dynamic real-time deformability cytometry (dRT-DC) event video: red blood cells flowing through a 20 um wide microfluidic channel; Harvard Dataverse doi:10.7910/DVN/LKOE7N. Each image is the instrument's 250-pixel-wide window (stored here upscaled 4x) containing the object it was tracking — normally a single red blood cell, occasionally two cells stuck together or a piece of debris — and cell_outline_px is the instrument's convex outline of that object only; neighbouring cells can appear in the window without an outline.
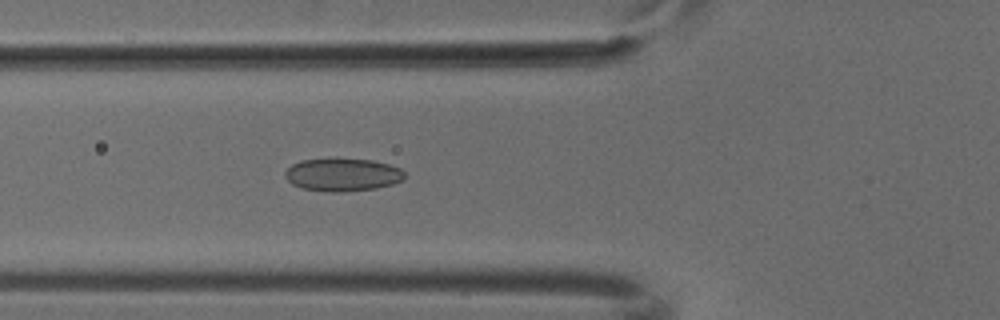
{"species": "common noctule bat (a hibernating species)", "species_latin": "Nyctalus noctula", "temperature_condition": "cold", "stored_images_in_passage": 6, "camera_frame_rate_fps": 3000, "um_per_image_px": 0.085, "animal": {"sex": "male", "body_mass_g": 18.8}, "frame": {"image": 1, "passage_image": 6, "time_ms": 1.667, "image_size_px": [1000, 320], "cell_outline_px": [[404, 180], [392, 184], [376, 188], [340, 192], [328, 192], [304, 188], [292, 184], [284, 176], [284, 172], [292, 164], [300, 160], [336, 156], [372, 160], [388, 164], [400, 168], [404, 172]], "centroid_in_image_um": [29.1, 14.81], "position_along_channel_um": 96.7, "area_um2": 23.52}}